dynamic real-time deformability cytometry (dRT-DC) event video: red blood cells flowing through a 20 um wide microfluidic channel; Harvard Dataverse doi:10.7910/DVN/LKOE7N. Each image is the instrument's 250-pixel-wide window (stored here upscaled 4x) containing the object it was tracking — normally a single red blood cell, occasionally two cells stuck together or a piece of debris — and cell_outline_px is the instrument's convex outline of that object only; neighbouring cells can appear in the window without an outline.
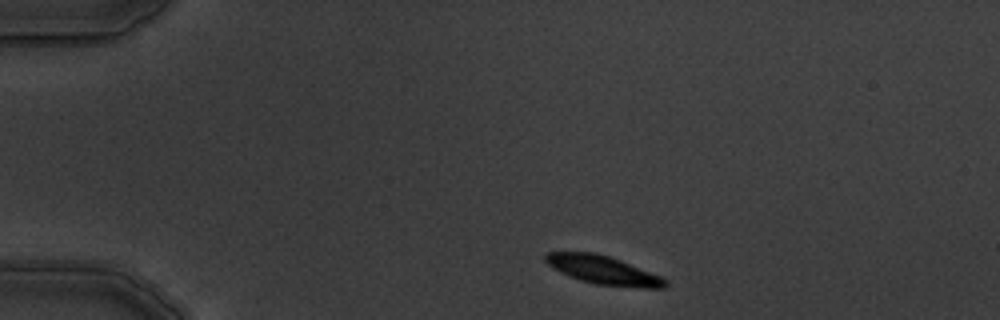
{"species": "common noctule bat (a hibernating species)", "species_latin": "Nyctalus noctula", "temperature_condition": "warm", "stored_images_in_passage": 3, "camera_frame_rate_fps": 3000, "um_per_image_px": 0.085, "animal": {"sex": "male", "body_mass_g": 19.5, "forearm_length_mm": 54.6}, "frame": {"image": 1, "passage_image": 1, "time_ms": 0.0, "image_size_px": [1000, 320], "cell_outline_px": [[668, 284], [664, 288], [640, 288], [596, 284], [580, 280], [568, 276], [552, 268], [544, 260], [544, 256], [548, 252], [596, 252], [620, 260], [660, 276], [668, 280]], "centroid_in_image_um": [51.26, 22.96], "position_along_channel_um": 33.7, "area_um2": 19.88}}